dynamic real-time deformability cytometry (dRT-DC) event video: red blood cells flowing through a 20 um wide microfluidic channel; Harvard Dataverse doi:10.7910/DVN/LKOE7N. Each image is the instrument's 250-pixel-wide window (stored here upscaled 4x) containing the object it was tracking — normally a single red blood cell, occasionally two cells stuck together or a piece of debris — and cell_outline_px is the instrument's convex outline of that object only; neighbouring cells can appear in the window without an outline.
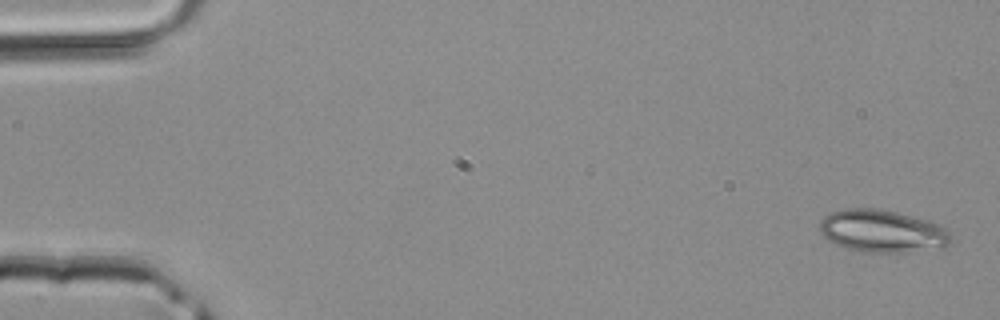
{"species": "common noctule bat (a hibernating species)", "species_latin": "Nyctalus noctula", "temperature_condition": "room temperature", "stored_images_in_passage": 4, "camera_frame_rate_fps": 3000, "um_per_image_px": 0.085, "animal": {"sex": "male", "body_mass_g": 20.4}, "frame": {"image": 1, "passage_image": 1, "time_ms": 0.0, "image_size_px": [1000, 320], "cell_outline_px": [[952, 240], [944, 248], [908, 252], [864, 252], [848, 248], [836, 244], [824, 236], [820, 232], [820, 220], [828, 212], [844, 208], [876, 208], [896, 212], [928, 220], [940, 224], [952, 236]], "centroid_in_image_um": [75.01, 19.64], "position_along_channel_um": 10.0, "area_um2": 32.71}}